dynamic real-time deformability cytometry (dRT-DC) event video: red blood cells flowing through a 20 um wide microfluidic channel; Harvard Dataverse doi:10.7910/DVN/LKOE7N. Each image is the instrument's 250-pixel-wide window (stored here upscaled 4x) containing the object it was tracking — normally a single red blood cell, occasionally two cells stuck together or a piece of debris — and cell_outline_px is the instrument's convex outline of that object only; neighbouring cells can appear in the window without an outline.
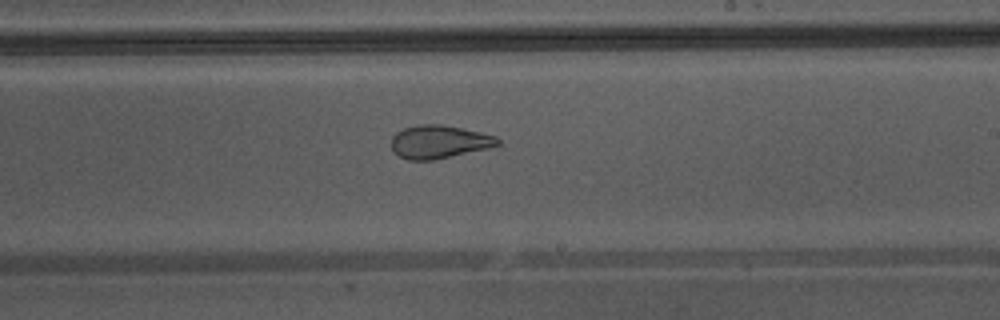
{"species": "Egyptian fruit bat (a non-hibernating species)", "species_latin": "Rousettus aegyptiacus", "temperature_condition": "warm", "stored_images_in_passage": 30, "camera_frame_rate_fps": 3000, "um_per_image_px": 0.085, "animal": {"sex": "male"}, "frame": {"image": 1, "passage_image": 21, "time_ms": 6.667, "image_size_px": [1000, 320], "cell_outline_px": [[500, 144], [488, 148], [432, 160], [408, 160], [400, 156], [392, 148], [392, 136], [396, 132], [404, 128], [416, 124], [440, 124], [480, 132], [496, 136], [500, 140]], "centroid_in_image_um": [37.31, 12.04], "position_along_channel_um": 251.7, "area_um2": 20.35}, "authors_computed_cell_mechanics": {"area_um2": 21.7906, "velocity_mm_per_s": 4.3782, "shape_relaxation_time_tau1_ms": null, "shape_relaxation_time_tau2_ms": 1.2977, "deformation_change_tau1": null, "deformation_change_tau2": 0.0843}}